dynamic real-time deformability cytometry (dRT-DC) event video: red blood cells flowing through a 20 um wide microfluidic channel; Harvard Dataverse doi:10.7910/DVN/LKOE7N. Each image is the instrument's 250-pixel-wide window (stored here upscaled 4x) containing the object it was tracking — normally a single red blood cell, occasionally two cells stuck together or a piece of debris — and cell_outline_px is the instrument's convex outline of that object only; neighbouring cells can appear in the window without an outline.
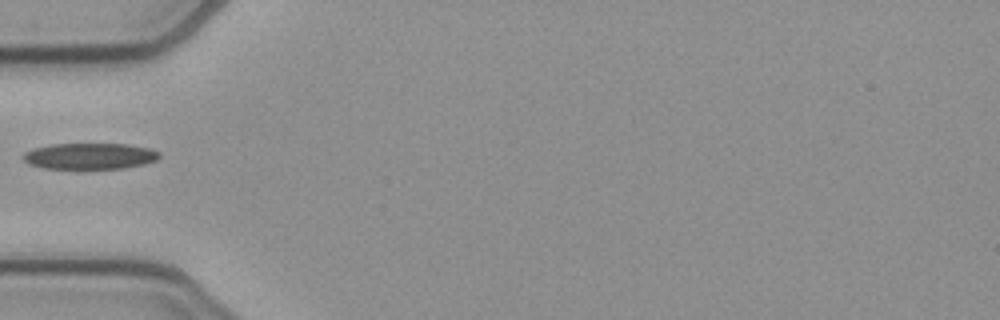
{"species": "common noctule bat (a hibernating species)", "species_latin": "Nyctalus noctula", "temperature_condition": "cold", "stored_images_in_passage": 36, "camera_frame_rate_fps": 3000, "um_per_image_px": 0.085, "animal": {"sex": "female", "body_mass_g": 21.9}, "frame": {"image": 1, "passage_image": 1, "time_ms": 0.0, "image_size_px": [1000, 320], "cell_outline_px": [[160, 156], [156, 160], [144, 164], [124, 168], [44, 168], [28, 164], [20, 156], [24, 152], [32, 148], [52, 144], [128, 144], [148, 148], [160, 152]], "centroid_in_image_um": [7.6, 13.26], "position_along_channel_um": 77.4, "area_um2": 20.75}}
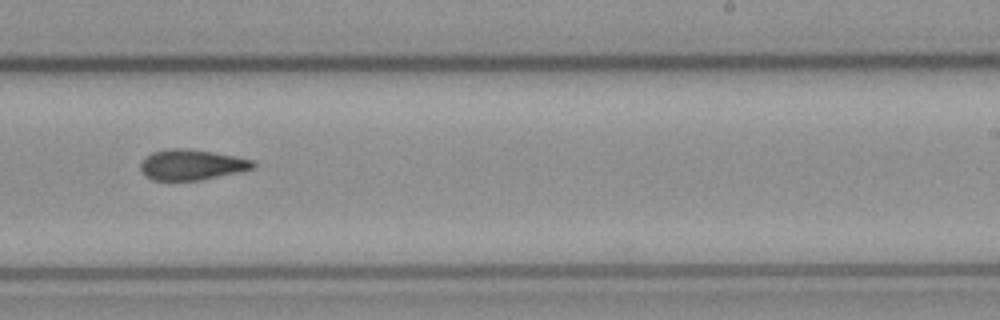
{"frame": {"image": 2, "passage_image": 16, "time_ms": 5.0, "image_size_px": [1000, 320], "cell_outline_px": [[256, 168], [200, 180], [152, 180], [144, 176], [140, 172], [140, 164], [152, 152], [168, 148], [188, 148], [236, 156], [252, 160], [256, 164]], "centroid_in_image_um": [16.27, 14.0], "position_along_channel_um": 272.7, "area_um2": 20.06}}
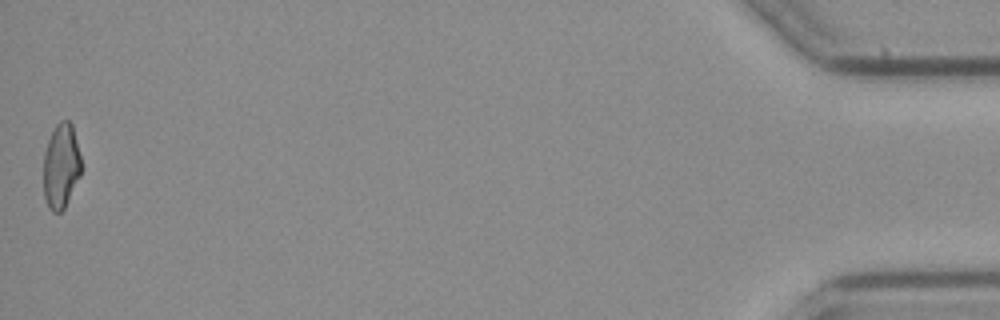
{"frame": {"image": 3, "passage_image": 36, "time_ms": 11.667, "image_size_px": [1000, 320], "cell_outline_px": [[80, 176], [64, 208], [60, 212], [52, 212], [48, 208], [44, 196], [44, 152], [48, 140], [56, 124], [60, 120], [68, 120], [72, 124], [80, 156]], "centroid_in_image_um": [5.18, 14.11], "position_along_channel_um": 430.0, "area_um2": 18.5}}